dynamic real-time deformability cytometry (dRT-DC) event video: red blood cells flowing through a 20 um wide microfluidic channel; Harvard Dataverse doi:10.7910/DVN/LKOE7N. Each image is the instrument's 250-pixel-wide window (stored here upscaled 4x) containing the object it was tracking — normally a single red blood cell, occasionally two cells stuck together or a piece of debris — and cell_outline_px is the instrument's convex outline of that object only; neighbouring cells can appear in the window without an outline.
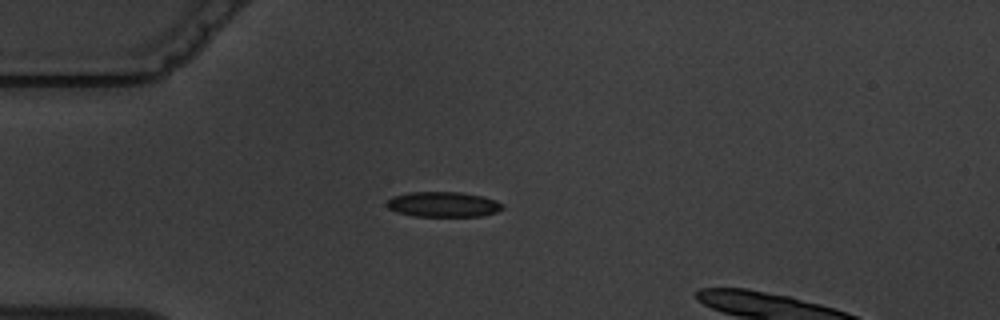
{"species": "common noctule bat (a hibernating species)", "species_latin": "Nyctalus noctula", "temperature_condition": "warm", "stored_images_in_passage": 8, "camera_frame_rate_fps": 3000, "um_per_image_px": 0.085, "animal": {"sex": "male", "body_mass_g": 19.5, "forearm_length_mm": 54.6}, "frame": {"image": 1, "passage_image": 1, "time_ms": 0.0, "image_size_px": [1000, 320], "cell_outline_px": [[504, 208], [496, 212], [480, 216], [412, 216], [396, 212], [388, 208], [384, 204], [392, 196], [408, 192], [460, 192], [484, 196], [496, 200], [504, 204]], "centroid_in_image_um": [37.66, 17.37], "position_along_channel_um": 47.3, "area_um2": 17.22}}